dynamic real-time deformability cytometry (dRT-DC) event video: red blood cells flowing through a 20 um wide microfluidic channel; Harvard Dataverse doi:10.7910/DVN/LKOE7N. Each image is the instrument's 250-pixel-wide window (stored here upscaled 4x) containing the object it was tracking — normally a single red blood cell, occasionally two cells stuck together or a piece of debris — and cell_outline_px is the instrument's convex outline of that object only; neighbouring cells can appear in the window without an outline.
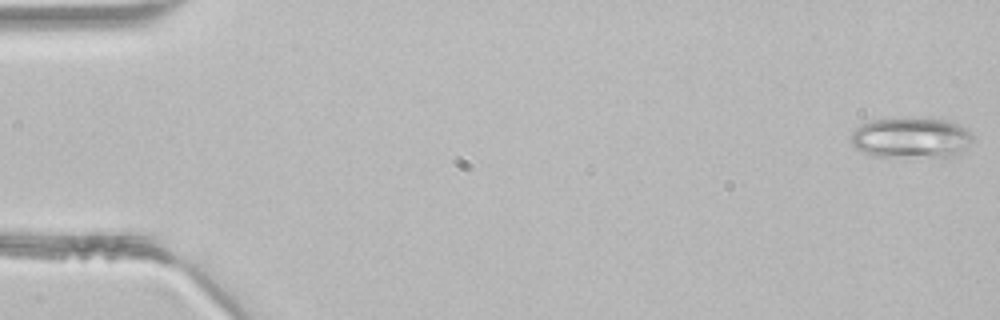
{"species": "common noctule bat (a hibernating species)", "species_latin": "Nyctalus noctula", "temperature_condition": "room temperature", "stored_images_in_passage": 45, "camera_frame_rate_fps": 3000, "um_per_image_px": 0.085, "animal": {"sex": "male", "body_mass_g": 21.5, "forearm_length_mm": 52.0}, "frame": {"image": 1, "passage_image": 1, "time_ms": 0.0, "image_size_px": [1000, 320], "cell_outline_px": [[972, 140], [968, 148], [952, 156], [876, 156], [864, 152], [856, 148], [852, 144], [852, 132], [856, 128], [872, 120], [924, 116], [932, 116], [948, 120], [960, 124], [968, 128], [972, 132]], "centroid_in_image_um": [77.53, 11.66], "position_along_channel_um": 7.5, "area_um2": 29.25}}
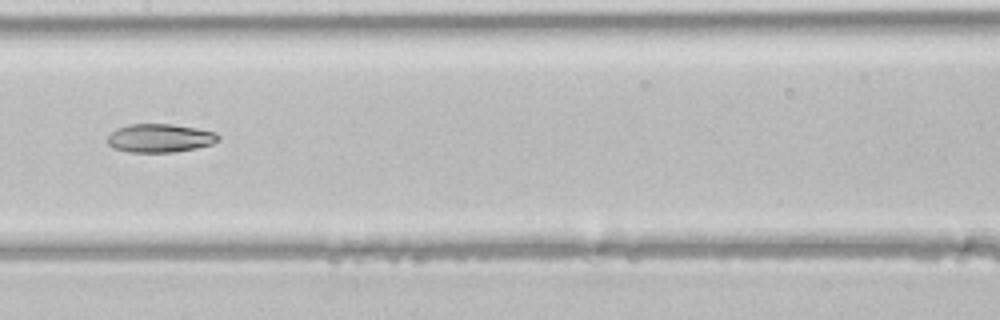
{"frame": {"image": 2, "passage_image": 23, "time_ms": 7.333, "image_size_px": [1000, 320], "cell_outline_px": [[220, 140], [212, 144], [196, 148], [172, 152], [128, 152], [112, 148], [108, 144], [108, 136], [116, 128], [128, 124], [172, 124], [196, 128], [216, 132], [220, 136]], "centroid_in_image_um": [13.59, 11.74], "position_along_channel_um": 193.8, "area_um2": 18.5}}
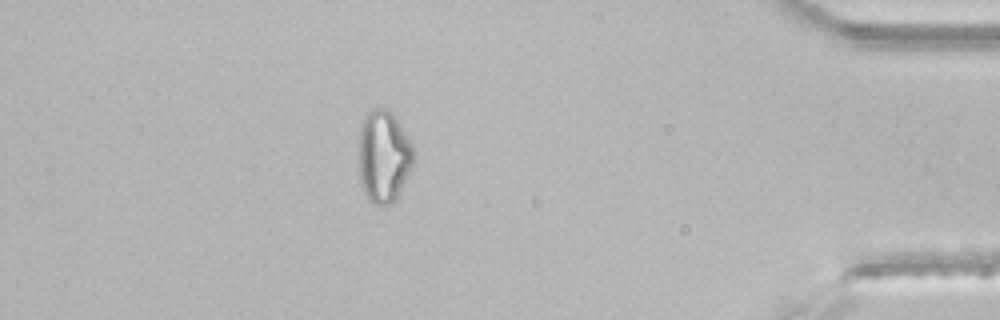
{"frame": {"image": 3, "passage_image": 40, "time_ms": 13.0, "image_size_px": [1000, 320], "cell_outline_px": [[412, 164], [396, 196], [388, 204], [372, 204], [364, 196], [360, 184], [356, 160], [360, 124], [364, 116], [372, 108], [388, 108], [396, 116], [412, 144]], "centroid_in_image_um": [32.51, 13.24], "position_along_channel_um": 402.7, "area_um2": 29.94}}